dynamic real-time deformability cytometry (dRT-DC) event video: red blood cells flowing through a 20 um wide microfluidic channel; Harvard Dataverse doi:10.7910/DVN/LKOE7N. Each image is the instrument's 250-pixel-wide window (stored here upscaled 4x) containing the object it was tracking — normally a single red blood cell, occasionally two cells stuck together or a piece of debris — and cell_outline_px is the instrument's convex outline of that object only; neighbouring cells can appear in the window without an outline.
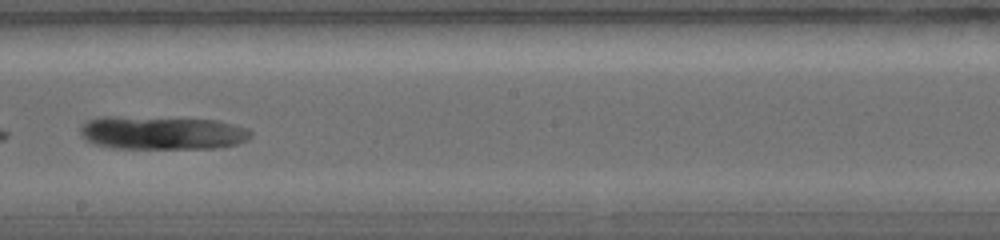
{"species": "common noctule bat (a hibernating species)", "species_latin": "Nyctalus noctula", "temperature_condition": "warm", "stored_images_in_passage": 16, "camera_frame_rate_fps": 5000, "um_per_image_px": 0.085, "animal": {"sex": "female", "body_mass_g": 19.0, "forearm_length_mm": 56.7}, "frame": {"image": 1, "passage_image": 10, "time_ms": 2.8, "image_size_px": [1000, 240], "cell_outline_px": [[252, 136], [236, 144], [216, 148], [116, 148], [96, 144], [88, 140], [80, 132], [80, 128], [88, 120], [100, 116], [116, 116], [216, 120], [248, 128], [252, 132]], "centroid_in_image_um": [13.79, 11.28], "position_along_channel_um": 234.4, "area_um2": 32.89}}